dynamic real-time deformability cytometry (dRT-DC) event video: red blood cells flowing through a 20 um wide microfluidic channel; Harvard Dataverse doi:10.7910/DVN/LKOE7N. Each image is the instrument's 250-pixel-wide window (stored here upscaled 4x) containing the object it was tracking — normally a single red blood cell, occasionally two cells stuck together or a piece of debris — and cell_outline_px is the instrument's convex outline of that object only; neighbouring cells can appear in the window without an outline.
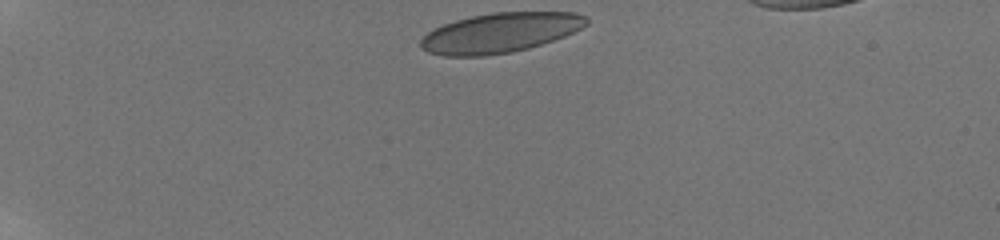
{"species": "human", "species_latin": "Homo sapiens", "temperature_condition": "room temperature", "stored_images_in_passage": 38, "camera_frame_rate_fps": 3000, "um_per_image_px": 0.085, "donor": {"sex": "male"}, "frame": {"image": 1, "passage_image": 1, "time_ms": 0.0, "image_size_px": [1000, 240], "cell_outline_px": [[588, 24], [564, 36], [528, 48], [512, 52], [484, 56], [444, 56], [428, 52], [420, 48], [420, 40], [428, 32], [444, 24], [456, 20], [472, 16], [492, 12], [576, 12], [588, 16]], "centroid_in_image_um": [42.51, 2.78], "position_along_channel_um": 42.5, "area_um2": 38.32}}
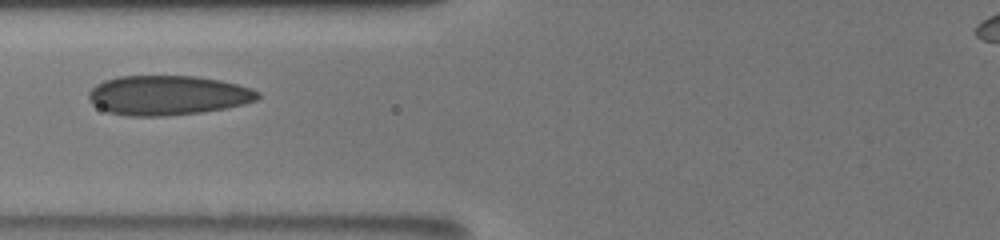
{"frame": {"image": 2, "passage_image": 15, "time_ms": 3.667, "image_size_px": [1000, 240], "cell_outline_px": [[260, 96], [256, 100], [244, 104], [228, 108], [204, 112], [168, 116], [124, 116], [108, 112], [92, 104], [88, 100], [88, 92], [96, 84], [104, 80], [120, 76], [196, 76], [220, 80], [252, 88], [260, 92]], "centroid_in_image_um": [14.26, 8.11], "position_along_channel_um": 111.5, "area_um2": 39.42}}
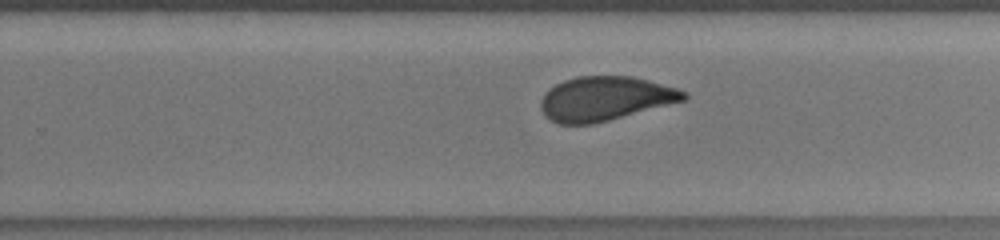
{"frame": {"image": 3, "passage_image": 37, "time_ms": 8.0, "image_size_px": [1000, 240], "cell_outline_px": [[688, 96], [684, 100], [608, 120], [592, 124], [560, 124], [552, 120], [540, 108], [540, 100], [544, 92], [548, 88], [564, 80], [576, 76], [632, 76], [648, 80], [676, 88], [688, 92]], "centroid_in_image_um": [51.4, 8.36], "position_along_channel_um": 278.4, "area_um2": 36.53}}